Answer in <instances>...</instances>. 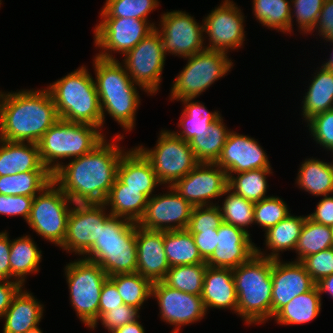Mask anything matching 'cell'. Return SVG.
Returning <instances> with one entry per match:
<instances>
[{
    "label": "cell",
    "mask_w": 333,
    "mask_h": 333,
    "mask_svg": "<svg viewBox=\"0 0 333 333\" xmlns=\"http://www.w3.org/2000/svg\"><path fill=\"white\" fill-rule=\"evenodd\" d=\"M72 205L73 202L52 181L34 197L26 223L40 237L59 247L66 235Z\"/></svg>",
    "instance_id": "obj_10"
},
{
    "label": "cell",
    "mask_w": 333,
    "mask_h": 333,
    "mask_svg": "<svg viewBox=\"0 0 333 333\" xmlns=\"http://www.w3.org/2000/svg\"><path fill=\"white\" fill-rule=\"evenodd\" d=\"M25 333H43V331L39 328V326L31 329V330H28L27 332Z\"/></svg>",
    "instance_id": "obj_64"
},
{
    "label": "cell",
    "mask_w": 333,
    "mask_h": 333,
    "mask_svg": "<svg viewBox=\"0 0 333 333\" xmlns=\"http://www.w3.org/2000/svg\"><path fill=\"white\" fill-rule=\"evenodd\" d=\"M306 217L307 215L295 216L289 214L275 226L269 228L264 234V245L266 250H271V252L268 254L266 251H261L260 247H256V254L270 259H279L281 257L279 256L280 252L295 251Z\"/></svg>",
    "instance_id": "obj_27"
},
{
    "label": "cell",
    "mask_w": 333,
    "mask_h": 333,
    "mask_svg": "<svg viewBox=\"0 0 333 333\" xmlns=\"http://www.w3.org/2000/svg\"><path fill=\"white\" fill-rule=\"evenodd\" d=\"M93 59L92 66H94L97 92L138 91L137 87L146 92L132 81L124 65L118 59L107 60L97 56Z\"/></svg>",
    "instance_id": "obj_34"
},
{
    "label": "cell",
    "mask_w": 333,
    "mask_h": 333,
    "mask_svg": "<svg viewBox=\"0 0 333 333\" xmlns=\"http://www.w3.org/2000/svg\"><path fill=\"white\" fill-rule=\"evenodd\" d=\"M241 11L232 0H224L202 19L204 36L209 37V43L204 44L206 50L228 54L229 50L242 48L246 32Z\"/></svg>",
    "instance_id": "obj_14"
},
{
    "label": "cell",
    "mask_w": 333,
    "mask_h": 333,
    "mask_svg": "<svg viewBox=\"0 0 333 333\" xmlns=\"http://www.w3.org/2000/svg\"><path fill=\"white\" fill-rule=\"evenodd\" d=\"M326 42H331L333 44V39L328 40ZM330 55H331L330 58L326 59L327 61L325 63L323 62L322 66L325 69H329L331 72H333V49Z\"/></svg>",
    "instance_id": "obj_62"
},
{
    "label": "cell",
    "mask_w": 333,
    "mask_h": 333,
    "mask_svg": "<svg viewBox=\"0 0 333 333\" xmlns=\"http://www.w3.org/2000/svg\"><path fill=\"white\" fill-rule=\"evenodd\" d=\"M184 59L187 64L174 78L170 89L171 101L197 98L234 66L227 53L206 49Z\"/></svg>",
    "instance_id": "obj_7"
},
{
    "label": "cell",
    "mask_w": 333,
    "mask_h": 333,
    "mask_svg": "<svg viewBox=\"0 0 333 333\" xmlns=\"http://www.w3.org/2000/svg\"><path fill=\"white\" fill-rule=\"evenodd\" d=\"M193 100L194 98L177 100L184 104V109L177 126L181 127L178 130L180 132H173L186 142H189L195 136L207 137L209 125L221 115L220 111H208L203 103Z\"/></svg>",
    "instance_id": "obj_32"
},
{
    "label": "cell",
    "mask_w": 333,
    "mask_h": 333,
    "mask_svg": "<svg viewBox=\"0 0 333 333\" xmlns=\"http://www.w3.org/2000/svg\"><path fill=\"white\" fill-rule=\"evenodd\" d=\"M49 91L60 119L102 130V114L95 80L85 65L54 81Z\"/></svg>",
    "instance_id": "obj_4"
},
{
    "label": "cell",
    "mask_w": 333,
    "mask_h": 333,
    "mask_svg": "<svg viewBox=\"0 0 333 333\" xmlns=\"http://www.w3.org/2000/svg\"><path fill=\"white\" fill-rule=\"evenodd\" d=\"M154 148L136 146L149 160L162 185L172 186L186 176L200 162L189 142L179 138L173 131L162 129Z\"/></svg>",
    "instance_id": "obj_9"
},
{
    "label": "cell",
    "mask_w": 333,
    "mask_h": 333,
    "mask_svg": "<svg viewBox=\"0 0 333 333\" xmlns=\"http://www.w3.org/2000/svg\"><path fill=\"white\" fill-rule=\"evenodd\" d=\"M223 223V217L218 205L193 207L187 230L191 234L202 230H215Z\"/></svg>",
    "instance_id": "obj_49"
},
{
    "label": "cell",
    "mask_w": 333,
    "mask_h": 333,
    "mask_svg": "<svg viewBox=\"0 0 333 333\" xmlns=\"http://www.w3.org/2000/svg\"><path fill=\"white\" fill-rule=\"evenodd\" d=\"M257 139L230 131L221 154L215 162L227 175L254 169L271 168L267 153Z\"/></svg>",
    "instance_id": "obj_19"
},
{
    "label": "cell",
    "mask_w": 333,
    "mask_h": 333,
    "mask_svg": "<svg viewBox=\"0 0 333 333\" xmlns=\"http://www.w3.org/2000/svg\"><path fill=\"white\" fill-rule=\"evenodd\" d=\"M331 231H332V237H333V225L331 226Z\"/></svg>",
    "instance_id": "obj_65"
},
{
    "label": "cell",
    "mask_w": 333,
    "mask_h": 333,
    "mask_svg": "<svg viewBox=\"0 0 333 333\" xmlns=\"http://www.w3.org/2000/svg\"><path fill=\"white\" fill-rule=\"evenodd\" d=\"M216 250L206 260L207 266L235 269L247 262L255 253L256 246L247 231L223 222L217 229Z\"/></svg>",
    "instance_id": "obj_21"
},
{
    "label": "cell",
    "mask_w": 333,
    "mask_h": 333,
    "mask_svg": "<svg viewBox=\"0 0 333 333\" xmlns=\"http://www.w3.org/2000/svg\"><path fill=\"white\" fill-rule=\"evenodd\" d=\"M137 269L152 283L162 281L170 269L164 249V231H152L136 223Z\"/></svg>",
    "instance_id": "obj_22"
},
{
    "label": "cell",
    "mask_w": 333,
    "mask_h": 333,
    "mask_svg": "<svg viewBox=\"0 0 333 333\" xmlns=\"http://www.w3.org/2000/svg\"><path fill=\"white\" fill-rule=\"evenodd\" d=\"M13 162L16 173L49 171L41 161L37 143L13 142Z\"/></svg>",
    "instance_id": "obj_47"
},
{
    "label": "cell",
    "mask_w": 333,
    "mask_h": 333,
    "mask_svg": "<svg viewBox=\"0 0 333 333\" xmlns=\"http://www.w3.org/2000/svg\"><path fill=\"white\" fill-rule=\"evenodd\" d=\"M117 177L127 188L140 189L148 199L154 195L155 188L162 185L151 163L136 146L123 153L117 168Z\"/></svg>",
    "instance_id": "obj_23"
},
{
    "label": "cell",
    "mask_w": 333,
    "mask_h": 333,
    "mask_svg": "<svg viewBox=\"0 0 333 333\" xmlns=\"http://www.w3.org/2000/svg\"><path fill=\"white\" fill-rule=\"evenodd\" d=\"M147 202L148 198L140 192V189L127 188V185L117 177L104 204L112 216L138 223L144 214Z\"/></svg>",
    "instance_id": "obj_28"
},
{
    "label": "cell",
    "mask_w": 333,
    "mask_h": 333,
    "mask_svg": "<svg viewBox=\"0 0 333 333\" xmlns=\"http://www.w3.org/2000/svg\"><path fill=\"white\" fill-rule=\"evenodd\" d=\"M272 259L256 253L232 270L237 294V314L246 324L272 320Z\"/></svg>",
    "instance_id": "obj_3"
},
{
    "label": "cell",
    "mask_w": 333,
    "mask_h": 333,
    "mask_svg": "<svg viewBox=\"0 0 333 333\" xmlns=\"http://www.w3.org/2000/svg\"><path fill=\"white\" fill-rule=\"evenodd\" d=\"M199 253L206 261L216 250L218 232L215 230H202L200 233L192 234Z\"/></svg>",
    "instance_id": "obj_55"
},
{
    "label": "cell",
    "mask_w": 333,
    "mask_h": 333,
    "mask_svg": "<svg viewBox=\"0 0 333 333\" xmlns=\"http://www.w3.org/2000/svg\"><path fill=\"white\" fill-rule=\"evenodd\" d=\"M123 304V299L120 296L115 283L108 277L105 280L101 290L99 301V316L102 313L119 308Z\"/></svg>",
    "instance_id": "obj_53"
},
{
    "label": "cell",
    "mask_w": 333,
    "mask_h": 333,
    "mask_svg": "<svg viewBox=\"0 0 333 333\" xmlns=\"http://www.w3.org/2000/svg\"><path fill=\"white\" fill-rule=\"evenodd\" d=\"M41 261L42 250H39L31 235L12 239L10 245V281H19L25 286L26 276L38 273Z\"/></svg>",
    "instance_id": "obj_29"
},
{
    "label": "cell",
    "mask_w": 333,
    "mask_h": 333,
    "mask_svg": "<svg viewBox=\"0 0 333 333\" xmlns=\"http://www.w3.org/2000/svg\"><path fill=\"white\" fill-rule=\"evenodd\" d=\"M169 191L148 199L145 211L137 225L152 231L187 229L193 206L180 196L172 186Z\"/></svg>",
    "instance_id": "obj_18"
},
{
    "label": "cell",
    "mask_w": 333,
    "mask_h": 333,
    "mask_svg": "<svg viewBox=\"0 0 333 333\" xmlns=\"http://www.w3.org/2000/svg\"><path fill=\"white\" fill-rule=\"evenodd\" d=\"M333 247L331 227L316 223L306 217L297 241L295 261Z\"/></svg>",
    "instance_id": "obj_39"
},
{
    "label": "cell",
    "mask_w": 333,
    "mask_h": 333,
    "mask_svg": "<svg viewBox=\"0 0 333 333\" xmlns=\"http://www.w3.org/2000/svg\"><path fill=\"white\" fill-rule=\"evenodd\" d=\"M104 203L73 204L66 235L59 246L68 253L84 256L99 238L100 226L111 215Z\"/></svg>",
    "instance_id": "obj_15"
},
{
    "label": "cell",
    "mask_w": 333,
    "mask_h": 333,
    "mask_svg": "<svg viewBox=\"0 0 333 333\" xmlns=\"http://www.w3.org/2000/svg\"><path fill=\"white\" fill-rule=\"evenodd\" d=\"M307 217L312 221L331 227L333 225V195H325L317 203L313 213Z\"/></svg>",
    "instance_id": "obj_56"
},
{
    "label": "cell",
    "mask_w": 333,
    "mask_h": 333,
    "mask_svg": "<svg viewBox=\"0 0 333 333\" xmlns=\"http://www.w3.org/2000/svg\"><path fill=\"white\" fill-rule=\"evenodd\" d=\"M100 19L94 28V44L100 49L96 56L107 60H116L115 53L125 55L156 27L154 22L137 18Z\"/></svg>",
    "instance_id": "obj_11"
},
{
    "label": "cell",
    "mask_w": 333,
    "mask_h": 333,
    "mask_svg": "<svg viewBox=\"0 0 333 333\" xmlns=\"http://www.w3.org/2000/svg\"><path fill=\"white\" fill-rule=\"evenodd\" d=\"M23 286L14 296L10 307L2 317L3 333H25L39 326L43 319L44 305Z\"/></svg>",
    "instance_id": "obj_25"
},
{
    "label": "cell",
    "mask_w": 333,
    "mask_h": 333,
    "mask_svg": "<svg viewBox=\"0 0 333 333\" xmlns=\"http://www.w3.org/2000/svg\"><path fill=\"white\" fill-rule=\"evenodd\" d=\"M296 184L300 189L314 195L333 194V161L325 162L316 158L305 159L298 171Z\"/></svg>",
    "instance_id": "obj_33"
},
{
    "label": "cell",
    "mask_w": 333,
    "mask_h": 333,
    "mask_svg": "<svg viewBox=\"0 0 333 333\" xmlns=\"http://www.w3.org/2000/svg\"><path fill=\"white\" fill-rule=\"evenodd\" d=\"M123 299L124 304L141 309L151 298L152 282L138 272L117 274L109 277Z\"/></svg>",
    "instance_id": "obj_42"
},
{
    "label": "cell",
    "mask_w": 333,
    "mask_h": 333,
    "mask_svg": "<svg viewBox=\"0 0 333 333\" xmlns=\"http://www.w3.org/2000/svg\"><path fill=\"white\" fill-rule=\"evenodd\" d=\"M123 57L121 63L132 81L141 86L147 94H157L167 57L158 31L154 29Z\"/></svg>",
    "instance_id": "obj_12"
},
{
    "label": "cell",
    "mask_w": 333,
    "mask_h": 333,
    "mask_svg": "<svg viewBox=\"0 0 333 333\" xmlns=\"http://www.w3.org/2000/svg\"><path fill=\"white\" fill-rule=\"evenodd\" d=\"M222 196L226 197L223 200L222 207L218 206L223 217V222L241 228L250 234L248 228L249 225L252 226L254 224L255 203L235 194L229 188L225 190Z\"/></svg>",
    "instance_id": "obj_43"
},
{
    "label": "cell",
    "mask_w": 333,
    "mask_h": 333,
    "mask_svg": "<svg viewBox=\"0 0 333 333\" xmlns=\"http://www.w3.org/2000/svg\"><path fill=\"white\" fill-rule=\"evenodd\" d=\"M160 5L158 0H106L100 18H137L148 20L149 14Z\"/></svg>",
    "instance_id": "obj_44"
},
{
    "label": "cell",
    "mask_w": 333,
    "mask_h": 333,
    "mask_svg": "<svg viewBox=\"0 0 333 333\" xmlns=\"http://www.w3.org/2000/svg\"><path fill=\"white\" fill-rule=\"evenodd\" d=\"M272 319L294 297L310 291L316 283L300 261L272 259Z\"/></svg>",
    "instance_id": "obj_20"
},
{
    "label": "cell",
    "mask_w": 333,
    "mask_h": 333,
    "mask_svg": "<svg viewBox=\"0 0 333 333\" xmlns=\"http://www.w3.org/2000/svg\"><path fill=\"white\" fill-rule=\"evenodd\" d=\"M111 333H145V329L144 326L139 321V319H137L132 323L117 328Z\"/></svg>",
    "instance_id": "obj_60"
},
{
    "label": "cell",
    "mask_w": 333,
    "mask_h": 333,
    "mask_svg": "<svg viewBox=\"0 0 333 333\" xmlns=\"http://www.w3.org/2000/svg\"><path fill=\"white\" fill-rule=\"evenodd\" d=\"M315 283L333 274V247L307 256L300 261Z\"/></svg>",
    "instance_id": "obj_51"
},
{
    "label": "cell",
    "mask_w": 333,
    "mask_h": 333,
    "mask_svg": "<svg viewBox=\"0 0 333 333\" xmlns=\"http://www.w3.org/2000/svg\"><path fill=\"white\" fill-rule=\"evenodd\" d=\"M0 232V279L10 280V245L9 233Z\"/></svg>",
    "instance_id": "obj_58"
},
{
    "label": "cell",
    "mask_w": 333,
    "mask_h": 333,
    "mask_svg": "<svg viewBox=\"0 0 333 333\" xmlns=\"http://www.w3.org/2000/svg\"><path fill=\"white\" fill-rule=\"evenodd\" d=\"M13 142L0 139V176L14 175Z\"/></svg>",
    "instance_id": "obj_59"
},
{
    "label": "cell",
    "mask_w": 333,
    "mask_h": 333,
    "mask_svg": "<svg viewBox=\"0 0 333 333\" xmlns=\"http://www.w3.org/2000/svg\"><path fill=\"white\" fill-rule=\"evenodd\" d=\"M193 17L181 10L164 12L161 15L159 27L156 26L155 29L161 36L166 55L170 53L187 58L205 50L203 23H198Z\"/></svg>",
    "instance_id": "obj_13"
},
{
    "label": "cell",
    "mask_w": 333,
    "mask_h": 333,
    "mask_svg": "<svg viewBox=\"0 0 333 333\" xmlns=\"http://www.w3.org/2000/svg\"><path fill=\"white\" fill-rule=\"evenodd\" d=\"M34 197L23 195L8 196L0 194V214L6 216H21L27 221Z\"/></svg>",
    "instance_id": "obj_52"
},
{
    "label": "cell",
    "mask_w": 333,
    "mask_h": 333,
    "mask_svg": "<svg viewBox=\"0 0 333 333\" xmlns=\"http://www.w3.org/2000/svg\"><path fill=\"white\" fill-rule=\"evenodd\" d=\"M302 99L305 122L313 116L333 109V72L323 66L316 70Z\"/></svg>",
    "instance_id": "obj_30"
},
{
    "label": "cell",
    "mask_w": 333,
    "mask_h": 333,
    "mask_svg": "<svg viewBox=\"0 0 333 333\" xmlns=\"http://www.w3.org/2000/svg\"><path fill=\"white\" fill-rule=\"evenodd\" d=\"M82 258L99 264L108 277L136 272V223L110 215L100 226L99 238Z\"/></svg>",
    "instance_id": "obj_5"
},
{
    "label": "cell",
    "mask_w": 333,
    "mask_h": 333,
    "mask_svg": "<svg viewBox=\"0 0 333 333\" xmlns=\"http://www.w3.org/2000/svg\"><path fill=\"white\" fill-rule=\"evenodd\" d=\"M316 285L321 295L327 293L333 299V274L322 278Z\"/></svg>",
    "instance_id": "obj_61"
},
{
    "label": "cell",
    "mask_w": 333,
    "mask_h": 333,
    "mask_svg": "<svg viewBox=\"0 0 333 333\" xmlns=\"http://www.w3.org/2000/svg\"><path fill=\"white\" fill-rule=\"evenodd\" d=\"M322 296L317 285L310 291L299 294L282 307L274 316L279 325H300L313 321L319 316Z\"/></svg>",
    "instance_id": "obj_31"
},
{
    "label": "cell",
    "mask_w": 333,
    "mask_h": 333,
    "mask_svg": "<svg viewBox=\"0 0 333 333\" xmlns=\"http://www.w3.org/2000/svg\"><path fill=\"white\" fill-rule=\"evenodd\" d=\"M151 298L157 299L161 320L175 327L171 333H179L182 326L195 324L208 314L201 296L170 288L162 281L152 284Z\"/></svg>",
    "instance_id": "obj_17"
},
{
    "label": "cell",
    "mask_w": 333,
    "mask_h": 333,
    "mask_svg": "<svg viewBox=\"0 0 333 333\" xmlns=\"http://www.w3.org/2000/svg\"><path fill=\"white\" fill-rule=\"evenodd\" d=\"M272 168L254 169L228 176V188L235 194L251 202H259L270 197L267 176L273 174Z\"/></svg>",
    "instance_id": "obj_37"
},
{
    "label": "cell",
    "mask_w": 333,
    "mask_h": 333,
    "mask_svg": "<svg viewBox=\"0 0 333 333\" xmlns=\"http://www.w3.org/2000/svg\"><path fill=\"white\" fill-rule=\"evenodd\" d=\"M52 181L50 171H28L0 176V194L35 197Z\"/></svg>",
    "instance_id": "obj_36"
},
{
    "label": "cell",
    "mask_w": 333,
    "mask_h": 333,
    "mask_svg": "<svg viewBox=\"0 0 333 333\" xmlns=\"http://www.w3.org/2000/svg\"><path fill=\"white\" fill-rule=\"evenodd\" d=\"M207 264L170 267L162 282L170 288L201 296Z\"/></svg>",
    "instance_id": "obj_41"
},
{
    "label": "cell",
    "mask_w": 333,
    "mask_h": 333,
    "mask_svg": "<svg viewBox=\"0 0 333 333\" xmlns=\"http://www.w3.org/2000/svg\"><path fill=\"white\" fill-rule=\"evenodd\" d=\"M314 29L326 41L333 39V0L324 1Z\"/></svg>",
    "instance_id": "obj_54"
},
{
    "label": "cell",
    "mask_w": 333,
    "mask_h": 333,
    "mask_svg": "<svg viewBox=\"0 0 333 333\" xmlns=\"http://www.w3.org/2000/svg\"><path fill=\"white\" fill-rule=\"evenodd\" d=\"M252 3L253 14L262 26L290 33L291 1L253 0Z\"/></svg>",
    "instance_id": "obj_40"
},
{
    "label": "cell",
    "mask_w": 333,
    "mask_h": 333,
    "mask_svg": "<svg viewBox=\"0 0 333 333\" xmlns=\"http://www.w3.org/2000/svg\"><path fill=\"white\" fill-rule=\"evenodd\" d=\"M307 124L315 143L333 154V109L313 116Z\"/></svg>",
    "instance_id": "obj_48"
},
{
    "label": "cell",
    "mask_w": 333,
    "mask_h": 333,
    "mask_svg": "<svg viewBox=\"0 0 333 333\" xmlns=\"http://www.w3.org/2000/svg\"><path fill=\"white\" fill-rule=\"evenodd\" d=\"M4 92H2V90L0 91V139H1V121H2V101H3V96H4Z\"/></svg>",
    "instance_id": "obj_63"
},
{
    "label": "cell",
    "mask_w": 333,
    "mask_h": 333,
    "mask_svg": "<svg viewBox=\"0 0 333 333\" xmlns=\"http://www.w3.org/2000/svg\"><path fill=\"white\" fill-rule=\"evenodd\" d=\"M64 272L72 308L80 321L90 328L99 317L101 290L108 276L99 264L84 258L66 264Z\"/></svg>",
    "instance_id": "obj_8"
},
{
    "label": "cell",
    "mask_w": 333,
    "mask_h": 333,
    "mask_svg": "<svg viewBox=\"0 0 333 333\" xmlns=\"http://www.w3.org/2000/svg\"><path fill=\"white\" fill-rule=\"evenodd\" d=\"M223 120L220 115L209 125L207 137L195 136L189 141L190 147L199 162L215 163L219 158L231 130L228 129Z\"/></svg>",
    "instance_id": "obj_38"
},
{
    "label": "cell",
    "mask_w": 333,
    "mask_h": 333,
    "mask_svg": "<svg viewBox=\"0 0 333 333\" xmlns=\"http://www.w3.org/2000/svg\"><path fill=\"white\" fill-rule=\"evenodd\" d=\"M164 249L170 267L206 264L187 229L164 231Z\"/></svg>",
    "instance_id": "obj_35"
},
{
    "label": "cell",
    "mask_w": 333,
    "mask_h": 333,
    "mask_svg": "<svg viewBox=\"0 0 333 333\" xmlns=\"http://www.w3.org/2000/svg\"><path fill=\"white\" fill-rule=\"evenodd\" d=\"M5 92L2 101L1 139L38 143L59 119L46 88Z\"/></svg>",
    "instance_id": "obj_2"
},
{
    "label": "cell",
    "mask_w": 333,
    "mask_h": 333,
    "mask_svg": "<svg viewBox=\"0 0 333 333\" xmlns=\"http://www.w3.org/2000/svg\"><path fill=\"white\" fill-rule=\"evenodd\" d=\"M172 187L193 207L218 205L212 200L222 197L228 188V176L216 163L200 162Z\"/></svg>",
    "instance_id": "obj_16"
},
{
    "label": "cell",
    "mask_w": 333,
    "mask_h": 333,
    "mask_svg": "<svg viewBox=\"0 0 333 333\" xmlns=\"http://www.w3.org/2000/svg\"><path fill=\"white\" fill-rule=\"evenodd\" d=\"M23 287L19 281L0 279V319L10 307L14 296Z\"/></svg>",
    "instance_id": "obj_57"
},
{
    "label": "cell",
    "mask_w": 333,
    "mask_h": 333,
    "mask_svg": "<svg viewBox=\"0 0 333 333\" xmlns=\"http://www.w3.org/2000/svg\"><path fill=\"white\" fill-rule=\"evenodd\" d=\"M290 33L293 30V19L296 18L299 32L303 34H312L317 23L319 13L325 0H290ZM293 11V12H292ZM295 16V17H294Z\"/></svg>",
    "instance_id": "obj_46"
},
{
    "label": "cell",
    "mask_w": 333,
    "mask_h": 333,
    "mask_svg": "<svg viewBox=\"0 0 333 333\" xmlns=\"http://www.w3.org/2000/svg\"><path fill=\"white\" fill-rule=\"evenodd\" d=\"M102 131L90 124L59 118L37 143L43 165L53 173L63 163L59 160L90 153L106 139Z\"/></svg>",
    "instance_id": "obj_6"
},
{
    "label": "cell",
    "mask_w": 333,
    "mask_h": 333,
    "mask_svg": "<svg viewBox=\"0 0 333 333\" xmlns=\"http://www.w3.org/2000/svg\"><path fill=\"white\" fill-rule=\"evenodd\" d=\"M206 311L218 308L237 313V294L232 269L208 266L201 294Z\"/></svg>",
    "instance_id": "obj_24"
},
{
    "label": "cell",
    "mask_w": 333,
    "mask_h": 333,
    "mask_svg": "<svg viewBox=\"0 0 333 333\" xmlns=\"http://www.w3.org/2000/svg\"><path fill=\"white\" fill-rule=\"evenodd\" d=\"M139 309L136 307L123 304L119 308L110 310L109 312L102 313L96 320V322L90 327L94 330L99 321L108 330L109 333L113 332L117 328L126 324L132 323L140 318Z\"/></svg>",
    "instance_id": "obj_50"
},
{
    "label": "cell",
    "mask_w": 333,
    "mask_h": 333,
    "mask_svg": "<svg viewBox=\"0 0 333 333\" xmlns=\"http://www.w3.org/2000/svg\"><path fill=\"white\" fill-rule=\"evenodd\" d=\"M123 137L118 133L113 142L106 138L90 153L71 159L65 165L63 162L52 173L53 182L73 204L105 202L117 178L120 158L126 151L117 143Z\"/></svg>",
    "instance_id": "obj_1"
},
{
    "label": "cell",
    "mask_w": 333,
    "mask_h": 333,
    "mask_svg": "<svg viewBox=\"0 0 333 333\" xmlns=\"http://www.w3.org/2000/svg\"><path fill=\"white\" fill-rule=\"evenodd\" d=\"M101 105L102 128L108 114L126 132L136 125V113L141 105L139 91L97 92ZM107 113V114H106Z\"/></svg>",
    "instance_id": "obj_26"
},
{
    "label": "cell",
    "mask_w": 333,
    "mask_h": 333,
    "mask_svg": "<svg viewBox=\"0 0 333 333\" xmlns=\"http://www.w3.org/2000/svg\"><path fill=\"white\" fill-rule=\"evenodd\" d=\"M289 206L278 196H270L254 204V224L267 231L290 214Z\"/></svg>",
    "instance_id": "obj_45"
}]
</instances>
